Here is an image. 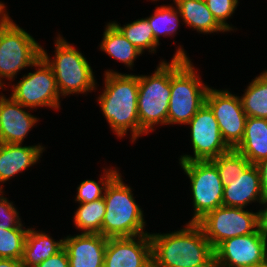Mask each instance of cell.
<instances>
[{"label":"cell","mask_w":267,"mask_h":267,"mask_svg":"<svg viewBox=\"0 0 267 267\" xmlns=\"http://www.w3.org/2000/svg\"><path fill=\"white\" fill-rule=\"evenodd\" d=\"M0 193V229L23 227L19 213L13 203L2 196L3 191H0Z\"/></svg>","instance_id":"cell-31"},{"label":"cell","mask_w":267,"mask_h":267,"mask_svg":"<svg viewBox=\"0 0 267 267\" xmlns=\"http://www.w3.org/2000/svg\"><path fill=\"white\" fill-rule=\"evenodd\" d=\"M104 267H152L150 235L108 238Z\"/></svg>","instance_id":"cell-14"},{"label":"cell","mask_w":267,"mask_h":267,"mask_svg":"<svg viewBox=\"0 0 267 267\" xmlns=\"http://www.w3.org/2000/svg\"><path fill=\"white\" fill-rule=\"evenodd\" d=\"M107 239L101 234H78L64 238L69 267H104Z\"/></svg>","instance_id":"cell-16"},{"label":"cell","mask_w":267,"mask_h":267,"mask_svg":"<svg viewBox=\"0 0 267 267\" xmlns=\"http://www.w3.org/2000/svg\"><path fill=\"white\" fill-rule=\"evenodd\" d=\"M266 205L265 209H260L259 212V230L261 232V235L266 239L267 241V201L264 202V207Z\"/></svg>","instance_id":"cell-34"},{"label":"cell","mask_w":267,"mask_h":267,"mask_svg":"<svg viewBox=\"0 0 267 267\" xmlns=\"http://www.w3.org/2000/svg\"><path fill=\"white\" fill-rule=\"evenodd\" d=\"M240 97L247 117L267 119V70L249 84Z\"/></svg>","instance_id":"cell-23"},{"label":"cell","mask_w":267,"mask_h":267,"mask_svg":"<svg viewBox=\"0 0 267 267\" xmlns=\"http://www.w3.org/2000/svg\"><path fill=\"white\" fill-rule=\"evenodd\" d=\"M5 10V6L2 2H0V24L8 17V13Z\"/></svg>","instance_id":"cell-36"},{"label":"cell","mask_w":267,"mask_h":267,"mask_svg":"<svg viewBox=\"0 0 267 267\" xmlns=\"http://www.w3.org/2000/svg\"><path fill=\"white\" fill-rule=\"evenodd\" d=\"M197 224L215 249L226 239L255 233L259 229V212L222 205L207 213Z\"/></svg>","instance_id":"cell-9"},{"label":"cell","mask_w":267,"mask_h":267,"mask_svg":"<svg viewBox=\"0 0 267 267\" xmlns=\"http://www.w3.org/2000/svg\"><path fill=\"white\" fill-rule=\"evenodd\" d=\"M195 72L184 49L178 48L171 61L168 125L187 124L205 104L209 87L202 83Z\"/></svg>","instance_id":"cell-3"},{"label":"cell","mask_w":267,"mask_h":267,"mask_svg":"<svg viewBox=\"0 0 267 267\" xmlns=\"http://www.w3.org/2000/svg\"><path fill=\"white\" fill-rule=\"evenodd\" d=\"M251 164L267 158V119L247 117L242 141L234 148Z\"/></svg>","instance_id":"cell-19"},{"label":"cell","mask_w":267,"mask_h":267,"mask_svg":"<svg viewBox=\"0 0 267 267\" xmlns=\"http://www.w3.org/2000/svg\"><path fill=\"white\" fill-rule=\"evenodd\" d=\"M224 187L223 206L245 208L251 202L264 204L260 174L257 166L251 164L241 176L222 181Z\"/></svg>","instance_id":"cell-17"},{"label":"cell","mask_w":267,"mask_h":267,"mask_svg":"<svg viewBox=\"0 0 267 267\" xmlns=\"http://www.w3.org/2000/svg\"><path fill=\"white\" fill-rule=\"evenodd\" d=\"M256 267H267V261L262 263V264H260V265H258V266H256Z\"/></svg>","instance_id":"cell-37"},{"label":"cell","mask_w":267,"mask_h":267,"mask_svg":"<svg viewBox=\"0 0 267 267\" xmlns=\"http://www.w3.org/2000/svg\"><path fill=\"white\" fill-rule=\"evenodd\" d=\"M105 89L98 97V104L111 129L119 137L130 130L131 140L140 137L138 117L139 76L107 70L104 74Z\"/></svg>","instance_id":"cell-2"},{"label":"cell","mask_w":267,"mask_h":267,"mask_svg":"<svg viewBox=\"0 0 267 267\" xmlns=\"http://www.w3.org/2000/svg\"><path fill=\"white\" fill-rule=\"evenodd\" d=\"M118 173L104 191L105 216L101 235L106 238L135 237L144 232L143 211L135 202L130 186L122 181Z\"/></svg>","instance_id":"cell-4"},{"label":"cell","mask_w":267,"mask_h":267,"mask_svg":"<svg viewBox=\"0 0 267 267\" xmlns=\"http://www.w3.org/2000/svg\"><path fill=\"white\" fill-rule=\"evenodd\" d=\"M25 106L12 97L0 95V143L22 144L37 123L35 116L23 110Z\"/></svg>","instance_id":"cell-15"},{"label":"cell","mask_w":267,"mask_h":267,"mask_svg":"<svg viewBox=\"0 0 267 267\" xmlns=\"http://www.w3.org/2000/svg\"><path fill=\"white\" fill-rule=\"evenodd\" d=\"M149 235L152 267H214V249L197 223L176 232Z\"/></svg>","instance_id":"cell-1"},{"label":"cell","mask_w":267,"mask_h":267,"mask_svg":"<svg viewBox=\"0 0 267 267\" xmlns=\"http://www.w3.org/2000/svg\"><path fill=\"white\" fill-rule=\"evenodd\" d=\"M36 267H69L67 251L63 247L59 252L53 254Z\"/></svg>","instance_id":"cell-32"},{"label":"cell","mask_w":267,"mask_h":267,"mask_svg":"<svg viewBox=\"0 0 267 267\" xmlns=\"http://www.w3.org/2000/svg\"><path fill=\"white\" fill-rule=\"evenodd\" d=\"M105 174L100 179V184L94 180H85L77 187L76 200L80 203H89L104 197L106 186L119 173L116 168L113 170L103 169Z\"/></svg>","instance_id":"cell-29"},{"label":"cell","mask_w":267,"mask_h":267,"mask_svg":"<svg viewBox=\"0 0 267 267\" xmlns=\"http://www.w3.org/2000/svg\"><path fill=\"white\" fill-rule=\"evenodd\" d=\"M191 126V143L194 156L183 155L180 161H207L229 151L223 140L219 124L210 107L205 103L187 123Z\"/></svg>","instance_id":"cell-11"},{"label":"cell","mask_w":267,"mask_h":267,"mask_svg":"<svg viewBox=\"0 0 267 267\" xmlns=\"http://www.w3.org/2000/svg\"><path fill=\"white\" fill-rule=\"evenodd\" d=\"M104 216V198L89 203H80L74 215V225L84 230L82 234H101Z\"/></svg>","instance_id":"cell-24"},{"label":"cell","mask_w":267,"mask_h":267,"mask_svg":"<svg viewBox=\"0 0 267 267\" xmlns=\"http://www.w3.org/2000/svg\"><path fill=\"white\" fill-rule=\"evenodd\" d=\"M178 17H181V14L177 6L175 9L172 5L166 6L164 4L163 6L157 7L152 16L146 18L158 43L160 35L172 36L174 32L176 33L179 27Z\"/></svg>","instance_id":"cell-26"},{"label":"cell","mask_w":267,"mask_h":267,"mask_svg":"<svg viewBox=\"0 0 267 267\" xmlns=\"http://www.w3.org/2000/svg\"><path fill=\"white\" fill-rule=\"evenodd\" d=\"M41 48L28 32L6 17L0 24V84L5 85L2 77L13 80L20 70L33 67Z\"/></svg>","instance_id":"cell-7"},{"label":"cell","mask_w":267,"mask_h":267,"mask_svg":"<svg viewBox=\"0 0 267 267\" xmlns=\"http://www.w3.org/2000/svg\"><path fill=\"white\" fill-rule=\"evenodd\" d=\"M191 181L194 216L189 223H197L207 213L223 205L224 187L216 165L211 161H180Z\"/></svg>","instance_id":"cell-8"},{"label":"cell","mask_w":267,"mask_h":267,"mask_svg":"<svg viewBox=\"0 0 267 267\" xmlns=\"http://www.w3.org/2000/svg\"><path fill=\"white\" fill-rule=\"evenodd\" d=\"M267 261V241L255 233L226 239L214 249V267H256Z\"/></svg>","instance_id":"cell-13"},{"label":"cell","mask_w":267,"mask_h":267,"mask_svg":"<svg viewBox=\"0 0 267 267\" xmlns=\"http://www.w3.org/2000/svg\"><path fill=\"white\" fill-rule=\"evenodd\" d=\"M55 56L50 59L41 48V56L51 66L61 96L85 93L96 87L92 68L86 58L64 40L60 34L55 40Z\"/></svg>","instance_id":"cell-6"},{"label":"cell","mask_w":267,"mask_h":267,"mask_svg":"<svg viewBox=\"0 0 267 267\" xmlns=\"http://www.w3.org/2000/svg\"><path fill=\"white\" fill-rule=\"evenodd\" d=\"M171 95V62L162 61L150 76L139 75L138 117L140 136L153 131L155 124H168Z\"/></svg>","instance_id":"cell-5"},{"label":"cell","mask_w":267,"mask_h":267,"mask_svg":"<svg viewBox=\"0 0 267 267\" xmlns=\"http://www.w3.org/2000/svg\"><path fill=\"white\" fill-rule=\"evenodd\" d=\"M259 170L262 193L265 201H267V158L261 160L257 164H255Z\"/></svg>","instance_id":"cell-33"},{"label":"cell","mask_w":267,"mask_h":267,"mask_svg":"<svg viewBox=\"0 0 267 267\" xmlns=\"http://www.w3.org/2000/svg\"><path fill=\"white\" fill-rule=\"evenodd\" d=\"M112 23L141 53L144 52V49H149L151 53L156 51L155 49L159 43L155 40L152 28L146 18L135 20L123 25V27L116 22Z\"/></svg>","instance_id":"cell-25"},{"label":"cell","mask_w":267,"mask_h":267,"mask_svg":"<svg viewBox=\"0 0 267 267\" xmlns=\"http://www.w3.org/2000/svg\"><path fill=\"white\" fill-rule=\"evenodd\" d=\"M211 161L216 165L221 181L233 180L241 176L251 165L236 149H230Z\"/></svg>","instance_id":"cell-27"},{"label":"cell","mask_w":267,"mask_h":267,"mask_svg":"<svg viewBox=\"0 0 267 267\" xmlns=\"http://www.w3.org/2000/svg\"><path fill=\"white\" fill-rule=\"evenodd\" d=\"M100 49L114 59L132 67L136 57L142 53L113 24L108 23L103 33Z\"/></svg>","instance_id":"cell-22"},{"label":"cell","mask_w":267,"mask_h":267,"mask_svg":"<svg viewBox=\"0 0 267 267\" xmlns=\"http://www.w3.org/2000/svg\"><path fill=\"white\" fill-rule=\"evenodd\" d=\"M0 267H23L21 260L0 258Z\"/></svg>","instance_id":"cell-35"},{"label":"cell","mask_w":267,"mask_h":267,"mask_svg":"<svg viewBox=\"0 0 267 267\" xmlns=\"http://www.w3.org/2000/svg\"><path fill=\"white\" fill-rule=\"evenodd\" d=\"M27 229H0V258L22 260Z\"/></svg>","instance_id":"cell-28"},{"label":"cell","mask_w":267,"mask_h":267,"mask_svg":"<svg viewBox=\"0 0 267 267\" xmlns=\"http://www.w3.org/2000/svg\"><path fill=\"white\" fill-rule=\"evenodd\" d=\"M36 72H29L22 80L12 85L11 97L25 107H60V94L56 85V79L51 66L40 56L34 63Z\"/></svg>","instance_id":"cell-10"},{"label":"cell","mask_w":267,"mask_h":267,"mask_svg":"<svg viewBox=\"0 0 267 267\" xmlns=\"http://www.w3.org/2000/svg\"><path fill=\"white\" fill-rule=\"evenodd\" d=\"M45 150L41 145L22 146V144L0 143V182H6L17 173L26 170L40 160ZM3 187L0 185V191Z\"/></svg>","instance_id":"cell-18"},{"label":"cell","mask_w":267,"mask_h":267,"mask_svg":"<svg viewBox=\"0 0 267 267\" xmlns=\"http://www.w3.org/2000/svg\"><path fill=\"white\" fill-rule=\"evenodd\" d=\"M64 247V239L55 241L46 233L28 228L25 238L22 265L36 267Z\"/></svg>","instance_id":"cell-20"},{"label":"cell","mask_w":267,"mask_h":267,"mask_svg":"<svg viewBox=\"0 0 267 267\" xmlns=\"http://www.w3.org/2000/svg\"><path fill=\"white\" fill-rule=\"evenodd\" d=\"M176 6L185 24L197 32H227L214 18L204 0H179Z\"/></svg>","instance_id":"cell-21"},{"label":"cell","mask_w":267,"mask_h":267,"mask_svg":"<svg viewBox=\"0 0 267 267\" xmlns=\"http://www.w3.org/2000/svg\"><path fill=\"white\" fill-rule=\"evenodd\" d=\"M216 21L226 30H233L226 20L238 6V0H204Z\"/></svg>","instance_id":"cell-30"},{"label":"cell","mask_w":267,"mask_h":267,"mask_svg":"<svg viewBox=\"0 0 267 267\" xmlns=\"http://www.w3.org/2000/svg\"><path fill=\"white\" fill-rule=\"evenodd\" d=\"M153 1H158V0H153ZM179 0H173V2L176 4Z\"/></svg>","instance_id":"cell-38"},{"label":"cell","mask_w":267,"mask_h":267,"mask_svg":"<svg viewBox=\"0 0 267 267\" xmlns=\"http://www.w3.org/2000/svg\"><path fill=\"white\" fill-rule=\"evenodd\" d=\"M205 103L210 107L216 118L223 140L234 149L244 135L247 115L239 96L228 90H217L209 87Z\"/></svg>","instance_id":"cell-12"}]
</instances>
